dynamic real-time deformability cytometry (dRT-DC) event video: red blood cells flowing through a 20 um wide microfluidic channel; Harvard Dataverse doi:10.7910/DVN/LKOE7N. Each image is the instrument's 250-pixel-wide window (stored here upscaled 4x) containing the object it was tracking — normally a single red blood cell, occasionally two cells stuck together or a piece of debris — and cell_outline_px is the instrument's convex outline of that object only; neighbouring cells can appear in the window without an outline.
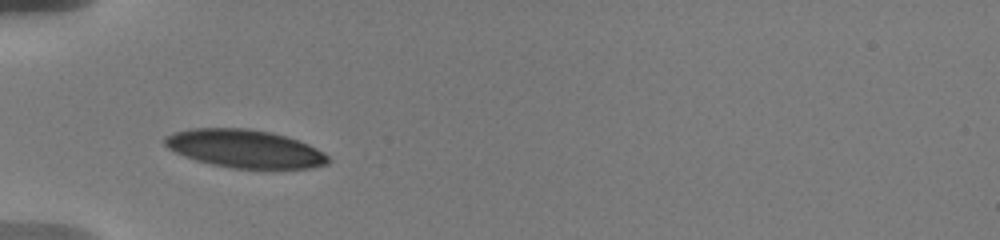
{"species": "human", "species_latin": "Homo sapiens", "temperature_condition": "warm", "stored_images_in_passage": 72, "camera_frame_rate_fps": 3000, "um_per_image_px": 0.085, "donor": {"sex": "male"}, "frame": {"image": 1, "passage_image": 1, "time_ms": 0.0, "image_size_px": [1000, 240], "cell_outline_px": [[332, 160], [328, 164], [308, 168], [232, 168], [212, 164], [196, 160], [184, 156], [168, 148], [164, 144], [164, 136], [172, 132], [192, 128], [248, 128], [272, 132], [288, 136], [308, 144], [324, 152]], "centroid_in_image_um": [20.81, 12.63], "position_along_channel_um": 64.2, "area_um2": 36.41}}
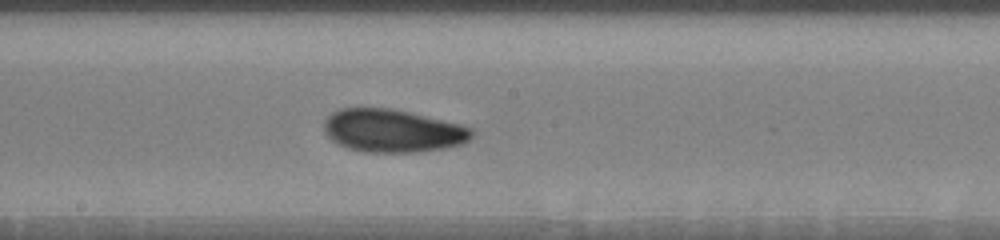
{"frame": {"image": 2, "passage_image": 30, "time_ms": 4.333, "image_size_px": [1000, 240], "cell_outline_px": [[472, 136], [464, 144], [444, 148], [416, 152], [364, 152], [348, 148], [336, 144], [324, 132], [324, 120], [332, 112], [340, 108], [392, 108], [460, 124], [472, 128]], "centroid_in_image_um": [33.35, 11.11], "position_along_channel_um": 214.9, "area_um2": 37.05}}
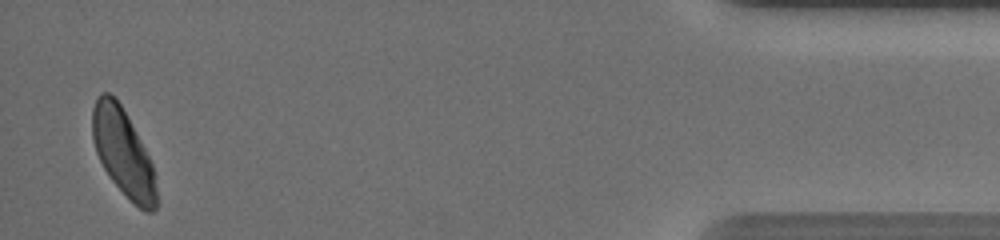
{"frame": {"image": 3, "passage_image": 70, "time_ms": 12.0, "image_size_px": [1000, 240], "cell_outline_px": [[156, 208], [152, 212], [144, 212], [112, 180], [104, 168], [96, 152], [92, 136], [92, 108], [100, 92], [108, 92], [120, 104], [140, 140], [152, 164], [156, 188]], "centroid_in_image_um": [10.44, 12.95], "position_along_channel_um": 424.8, "area_um2": 31.62}, "authors_computed_cell_mechanics": {"area_um2": 36.0672, "velocity_mm_per_s": 3.6113, "shape_relaxation_time_tau1_ms": 3.8251, "shape_relaxation_time_tau2_ms": 3.1429, "deformation_change_tau1": 0.1323, "deformation_change_tau2": 0.0721}}